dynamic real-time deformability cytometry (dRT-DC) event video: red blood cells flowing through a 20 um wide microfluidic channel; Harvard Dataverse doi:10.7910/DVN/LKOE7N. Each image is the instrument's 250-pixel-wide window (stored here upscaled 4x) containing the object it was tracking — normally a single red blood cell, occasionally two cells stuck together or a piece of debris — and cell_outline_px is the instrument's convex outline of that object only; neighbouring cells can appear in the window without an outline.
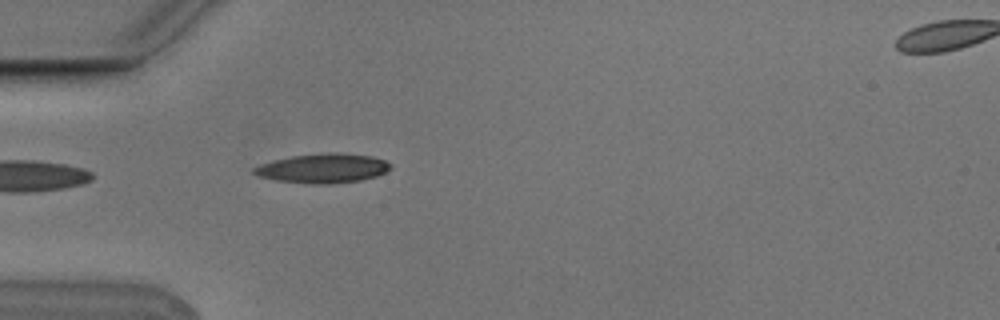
{"species": "Egyptian fruit bat (a non-hibernating species)", "species_latin": "Rousettus aegyptiacus", "temperature_condition": "cold", "stored_images_in_passage": 5, "segment_of_instrument_passage": [1, 2], "camera_frame_rate_fps": 3000, "um_per_image_px": 0.085, "animal": {"sex": "male"}, "frame": {"image": 1, "passage_image": 4, "time_ms": 1.0, "image_size_px": [1000, 320], "cell_outline_px": [[392, 168], [376, 176], [360, 180], [332, 184], [312, 184], [276, 180], [260, 176], [252, 172], [252, 168], [260, 164], [292, 156], [328, 152], [336, 152], [372, 156], [384, 160], [392, 164]], "centroid_in_image_um": [27.47, 14.3], "position_along_channel_um": 57.5, "area_um2": 23.29}}